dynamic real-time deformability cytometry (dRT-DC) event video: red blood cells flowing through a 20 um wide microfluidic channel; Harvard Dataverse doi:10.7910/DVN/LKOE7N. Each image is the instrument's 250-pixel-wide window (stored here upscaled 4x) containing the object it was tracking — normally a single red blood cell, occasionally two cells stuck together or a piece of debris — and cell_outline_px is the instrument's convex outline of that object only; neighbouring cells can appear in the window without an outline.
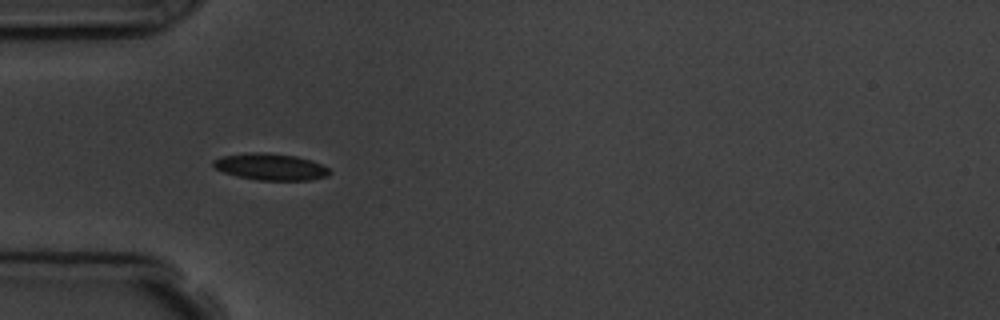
{"species": "common noctule bat (a hibernating species)", "species_latin": "Nyctalus noctula", "temperature_condition": "room temperature", "stored_images_in_passage": 6, "camera_frame_rate_fps": 3000, "um_per_image_px": 0.085, "animal": {"sex": "male", "body_mass_g": 19.5, "forearm_length_mm": 54.6}, "frame": {"image": 1, "passage_image": 5, "time_ms": 4.667, "image_size_px": [1000, 320], "cell_outline_px": [[328, 176], [312, 180], [256, 180], [236, 176], [224, 172], [216, 168], [212, 164], [212, 160], [224, 156], [252, 152], [260, 152], [296, 156], [312, 160], [328, 168]], "centroid_in_image_um": [22.99, 14.18], "position_along_channel_um": 62.0, "area_um2": 17.92}}